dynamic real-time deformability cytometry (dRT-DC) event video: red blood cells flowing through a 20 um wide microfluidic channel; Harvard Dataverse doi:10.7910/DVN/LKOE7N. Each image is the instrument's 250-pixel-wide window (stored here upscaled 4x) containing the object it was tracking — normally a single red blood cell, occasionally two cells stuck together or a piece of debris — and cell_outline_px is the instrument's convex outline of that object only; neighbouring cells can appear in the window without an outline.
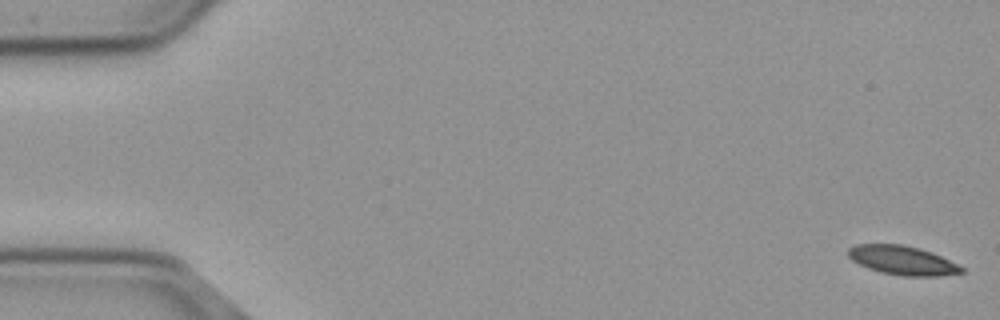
{"species": "common noctule bat (a hibernating species)", "species_latin": "Nyctalus noctula", "temperature_condition": "cold", "stored_images_in_passage": 56, "camera_frame_rate_fps": 3000, "um_per_image_px": 0.085, "animal": {"sex": "male", "body_mass_g": 23.1, "forearm_length_mm": 52.7}, "frame": {"image": 1, "passage_image": 1, "time_ms": 0.0, "image_size_px": [1000, 320], "cell_outline_px": [[964, 272], [936, 276], [904, 276], [880, 272], [868, 268], [852, 260], [848, 256], [848, 248], [856, 244], [900, 244], [920, 248], [932, 252], [964, 268]], "centroid_in_image_um": [76.68, 22.12], "position_along_channel_um": 8.3, "area_um2": 19.02}}
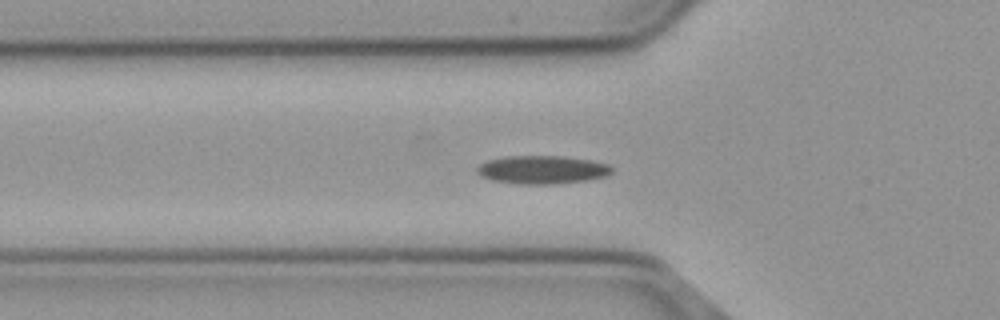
{"frame": {"image": 2, "passage_image": 19, "time_ms": 6.0, "image_size_px": [1000, 320], "cell_outline_px": [[612, 172], [608, 176], [588, 180], [552, 184], [520, 184], [492, 180], [480, 176], [476, 172], [476, 168], [480, 164], [488, 160], [508, 156], [556, 156], [588, 160], [608, 164], [612, 168]], "centroid_in_image_um": [46.07, 14.43], "position_along_channel_um": 79.7, "area_um2": 22.08}}
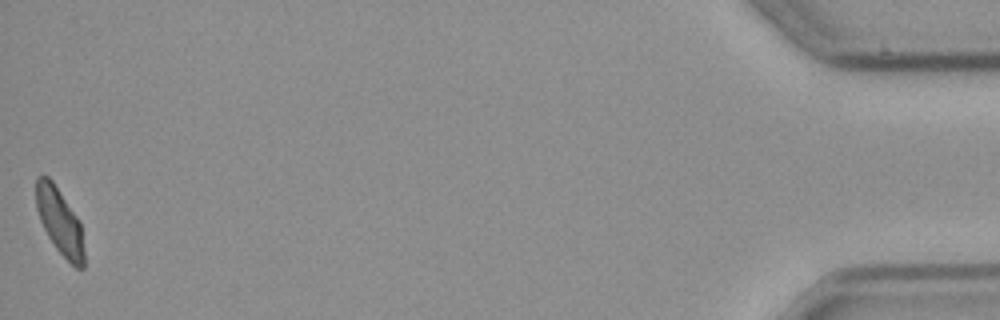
{"frame": {"image": 3, "passage_image": 56, "time_ms": 18.333, "image_size_px": [1000, 320], "cell_outline_px": [[84, 268], [76, 268], [56, 248], [48, 236], [40, 220], [36, 208], [36, 176], [48, 176], [52, 180], [80, 220], [84, 248]], "centroid_in_image_um": [5.08, 18.81], "position_along_channel_um": 430.1, "area_um2": 18.5}, "authors_computed_cell_mechanics": {"area_um2": 19.9988, "velocity_mm_per_s": 3.6679, "shape_relaxation_time_tau1_ms": null, "shape_relaxation_time_tau2_ms": 6.9167, "deformation_change_tau1": null, "deformation_change_tau2": 0.1082}}